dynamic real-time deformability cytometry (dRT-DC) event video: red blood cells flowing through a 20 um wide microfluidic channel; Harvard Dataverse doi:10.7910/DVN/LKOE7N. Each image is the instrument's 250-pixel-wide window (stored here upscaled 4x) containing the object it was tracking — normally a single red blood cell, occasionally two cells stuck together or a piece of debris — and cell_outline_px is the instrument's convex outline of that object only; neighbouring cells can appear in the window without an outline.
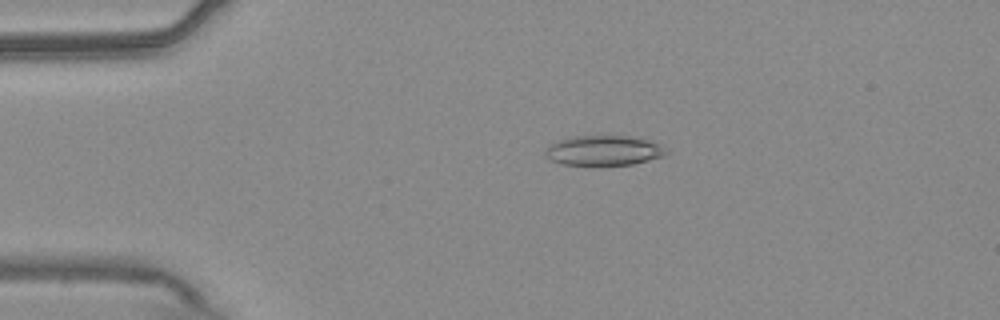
{"species": "common noctule bat (a hibernating species)", "species_latin": "Nyctalus noctula", "temperature_condition": "warm", "stored_images_in_passage": 54, "camera_frame_rate_fps": 3000, "um_per_image_px": 0.085, "animal": {"sex": "male", "body_mass_g": 20.4}, "frame": {"image": 1, "passage_image": 12, "time_ms": 3.667, "image_size_px": [1000, 320], "cell_outline_px": [[668, 152], [664, 156], [632, 164], [600, 168], [596, 168], [560, 164], [552, 160], [544, 152], [544, 148], [548, 144], [572, 136], [632, 136], [648, 140], [656, 144]], "centroid_in_image_um": [51.24, 12.84], "position_along_channel_um": 33.8, "area_um2": 21.79}}
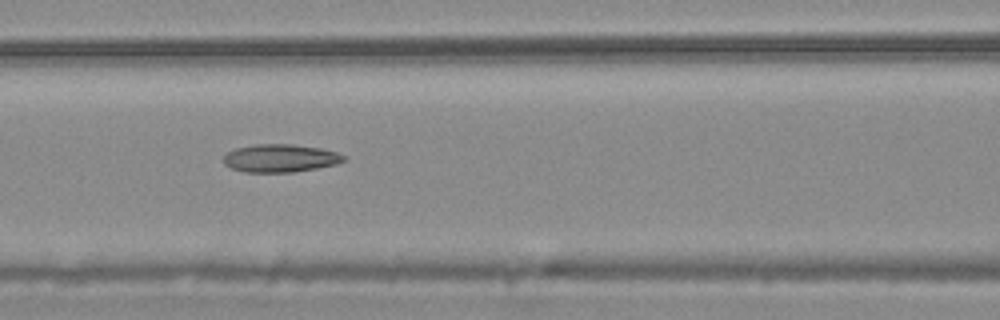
{"frame": {"image": 2, "passage_image": 24, "time_ms": 7.667, "image_size_px": [1000, 320], "cell_outline_px": [[348, 156], [344, 160], [336, 164], [316, 168], [292, 172], [244, 172], [232, 168], [224, 164], [224, 156], [228, 152], [236, 148], [256, 144], [292, 144], [320, 148], [336, 152]], "centroid_in_image_um": [23.83, 13.44], "position_along_channel_um": 142.8, "area_um2": 19.48}}
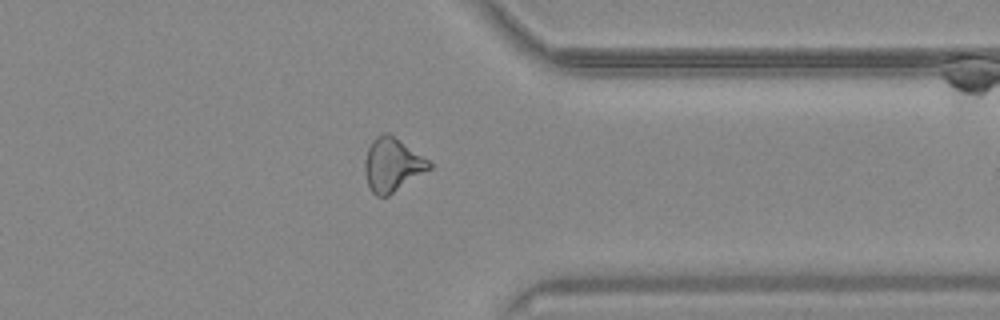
{"frame": {"image": 3, "passage_image": 43, "time_ms": 14.0, "image_size_px": [1000, 320], "cell_outline_px": [[432, 168], [388, 196], [376, 196], [372, 192], [368, 184], [364, 168], [364, 160], [368, 148], [372, 140], [376, 136], [384, 132], [388, 132], [428, 160], [432, 164]], "centroid_in_image_um": [33.33, 14.01], "position_along_channel_um": 378.1, "area_um2": 19.94}, "authors_computed_cell_mechanics": {"area_um2": 20.2878, "velocity_mm_per_s": 3.7968, "shape_relaxation_time_tau1_ms": null, "shape_relaxation_time_tau2_ms": 3.0222, "deformation_change_tau1": null, "deformation_change_tau2": 0.1192}}